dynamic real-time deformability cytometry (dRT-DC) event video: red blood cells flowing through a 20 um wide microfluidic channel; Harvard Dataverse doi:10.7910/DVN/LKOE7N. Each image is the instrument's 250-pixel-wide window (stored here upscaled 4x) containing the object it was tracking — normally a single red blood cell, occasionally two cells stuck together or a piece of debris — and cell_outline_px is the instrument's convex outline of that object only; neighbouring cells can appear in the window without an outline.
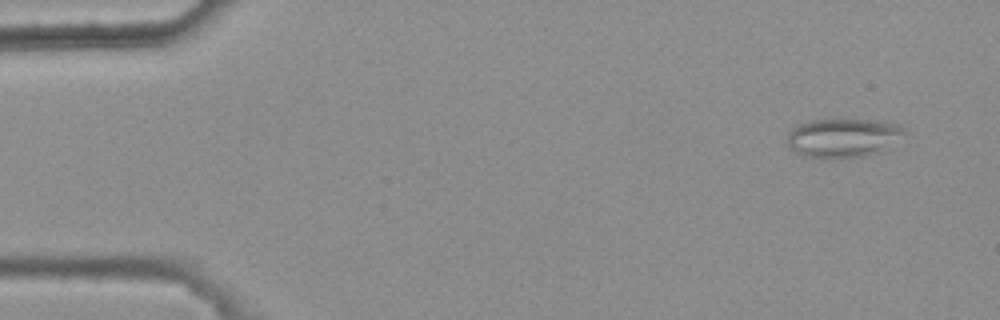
{"species": "common noctule bat (a hibernating species)", "species_latin": "Nyctalus noctula", "temperature_condition": "warm", "stored_images_in_passage": 7, "camera_frame_rate_fps": 3000, "um_per_image_px": 0.085, "animal": {"sex": "female", "body_mass_g": 25.1}, "frame": {"image": 1, "passage_image": 2, "time_ms": 0.333, "image_size_px": [1000, 320], "cell_outline_px": [[904, 132], [884, 152], [868, 156], [804, 156], [796, 152], [788, 144], [788, 132], [792, 128], [800, 124], [812, 120], [876, 120], [896, 124], [904, 128]], "centroid_in_image_um": [71.68, 11.7], "position_along_channel_um": 13.3, "area_um2": 25.89}}
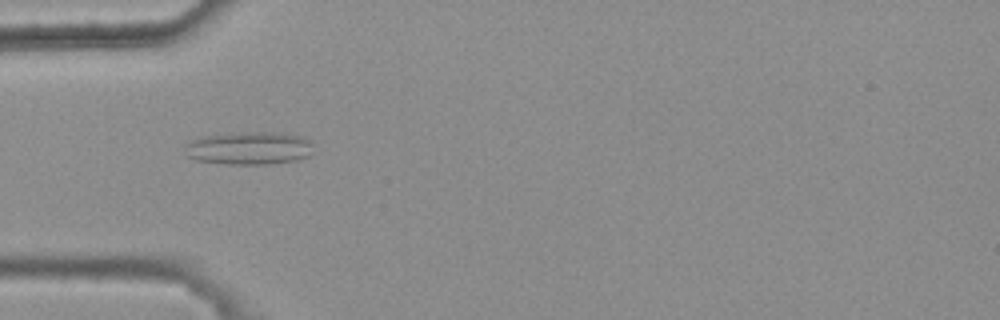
{"frame": {"image": 2, "passage_image": 5, "time_ms": 1.333, "image_size_px": [1000, 320], "cell_outline_px": [[312, 152], [308, 156], [296, 160], [268, 164], [228, 164], [196, 160], [188, 156], [184, 144], [200, 136], [244, 132], [272, 132], [304, 136], [312, 144]], "centroid_in_image_um": [21.17, 12.59], "position_along_channel_um": 63.8, "area_um2": 24.68}}
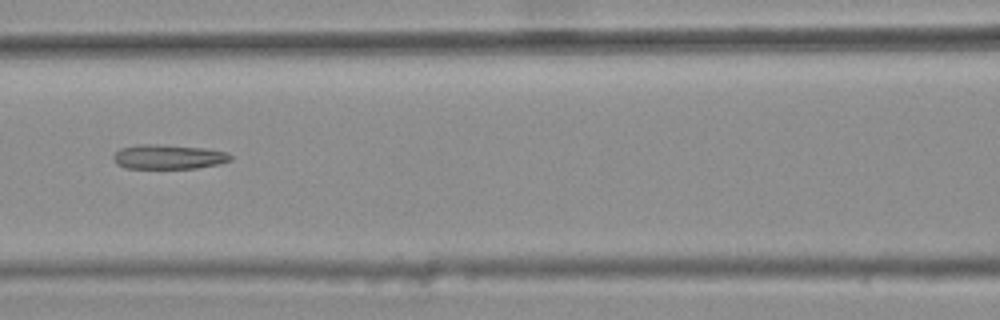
{"frame": {"image": 3, "passage_image": 7, "time_ms": 2.0, "image_size_px": [1000, 320], "cell_outline_px": [[232, 160], [220, 164], [196, 168], [124, 168], [116, 164], [112, 160], [112, 156], [120, 148], [136, 144], [156, 144], [204, 148], [228, 152], [232, 156]], "centroid_in_image_um": [14.3, 13.33], "position_along_channel_um": 152.3, "area_um2": 16.94}}